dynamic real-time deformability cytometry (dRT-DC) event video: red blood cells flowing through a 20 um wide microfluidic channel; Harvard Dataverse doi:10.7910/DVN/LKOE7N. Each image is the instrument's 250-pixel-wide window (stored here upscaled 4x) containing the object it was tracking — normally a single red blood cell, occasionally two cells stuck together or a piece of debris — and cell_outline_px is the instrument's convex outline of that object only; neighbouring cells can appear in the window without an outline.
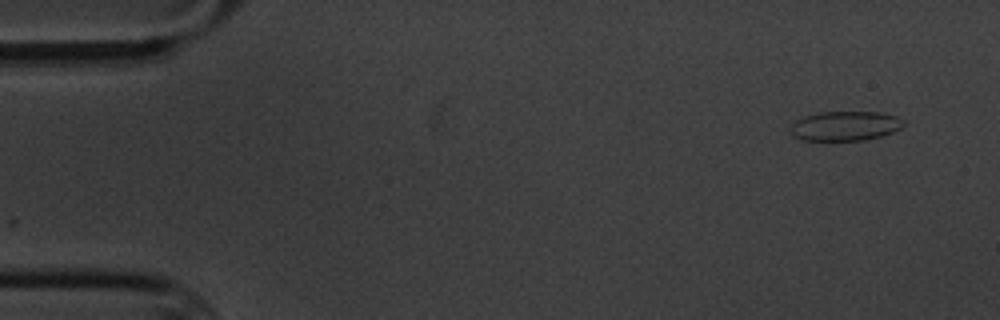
{"species": "common noctule bat (a hibernating species)", "species_latin": "Nyctalus noctula", "temperature_condition": "cold", "stored_images_in_passage": 2, "camera_frame_rate_fps": 3000, "um_per_image_px": 0.085, "animal": {"sex": "male", "body_mass_g": 20.1, "forearm_length_mm": 53.5}, "frame": {"image": 1, "passage_image": 2, "time_ms": 1.0, "image_size_px": [1000, 320], "cell_outline_px": [[904, 124], [900, 128], [892, 132], [880, 136], [864, 140], [804, 140], [792, 136], [792, 124], [796, 120], [804, 116], [820, 112], [880, 112], [896, 116], [904, 120]], "centroid_in_image_um": [71.84, 10.7], "position_along_channel_um": 13.2, "area_um2": 19.31}}